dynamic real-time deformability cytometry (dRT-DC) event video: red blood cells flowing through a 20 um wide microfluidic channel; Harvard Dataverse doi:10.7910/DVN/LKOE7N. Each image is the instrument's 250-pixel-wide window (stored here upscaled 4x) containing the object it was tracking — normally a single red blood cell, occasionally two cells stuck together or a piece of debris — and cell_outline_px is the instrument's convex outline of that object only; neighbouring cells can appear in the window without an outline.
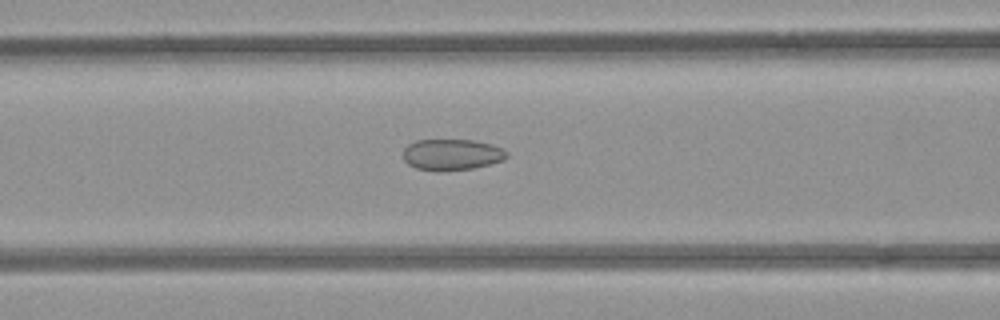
{"species": "common noctule bat (a hibernating species)", "species_latin": "Nyctalus noctula", "temperature_condition": "room temperature", "stored_images_in_passage": 30, "camera_frame_rate_fps": 3000, "um_per_image_px": 0.085, "animal": {"sex": "female", "body_mass_g": 21.9}, "frame": {"image": 1, "passage_image": 12, "time_ms": 3.667, "image_size_px": [1000, 320], "cell_outline_px": [[508, 156], [504, 160], [472, 168], [416, 168], [408, 164], [404, 160], [404, 148], [408, 144], [416, 140], [472, 140], [492, 144], [508, 152]], "centroid_in_image_um": [38.42, 13.09], "position_along_channel_um": 128.2, "area_um2": 18.03}}
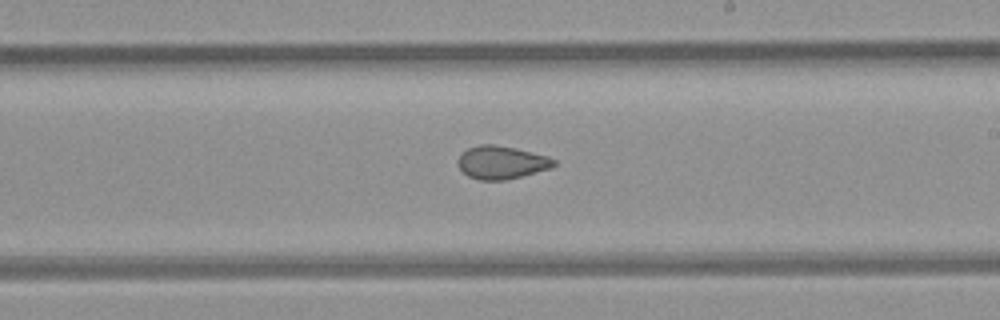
{"frame": {"image": 2, "passage_image": 21, "time_ms": 6.667, "image_size_px": [1000, 320], "cell_outline_px": [[556, 164], [552, 168], [504, 180], [480, 180], [468, 176], [456, 164], [456, 160], [468, 148], [480, 144], [492, 144], [516, 148], [548, 156], [556, 160]], "centroid_in_image_um": [42.63, 13.8], "position_along_channel_um": 246.4, "area_um2": 18.44}}
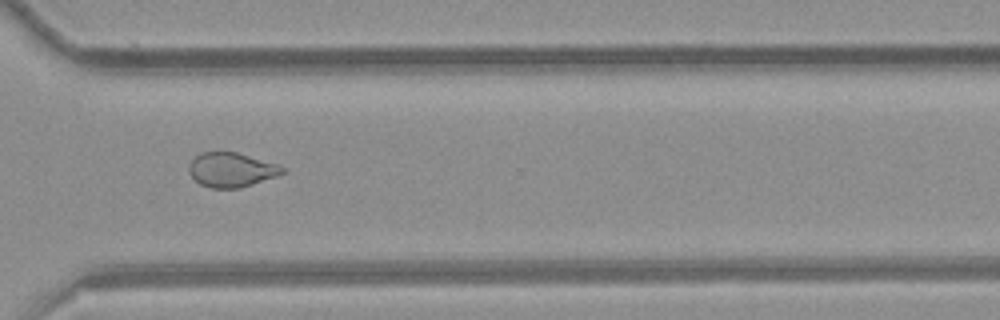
{"frame": {"image": 3, "passage_image": 29, "time_ms": 9.333, "image_size_px": [1000, 320], "cell_outline_px": [[284, 172], [276, 176], [240, 188], [212, 188], [200, 184], [188, 172], [188, 164], [200, 152], [220, 148], [236, 152], [276, 164], [284, 168]], "centroid_in_image_um": [19.59, 14.39], "position_along_channel_um": 351.0, "area_um2": 19.02}, "authors_computed_cell_mechanics": {"area_um2": 18.9873, "velocity_mm_per_s": 3.9279, "shape_relaxation_time_tau1_ms": null, "shape_relaxation_time_tau2_ms": 1.5644, "deformation_change_tau1": null, "deformation_change_tau2": 0.072}}